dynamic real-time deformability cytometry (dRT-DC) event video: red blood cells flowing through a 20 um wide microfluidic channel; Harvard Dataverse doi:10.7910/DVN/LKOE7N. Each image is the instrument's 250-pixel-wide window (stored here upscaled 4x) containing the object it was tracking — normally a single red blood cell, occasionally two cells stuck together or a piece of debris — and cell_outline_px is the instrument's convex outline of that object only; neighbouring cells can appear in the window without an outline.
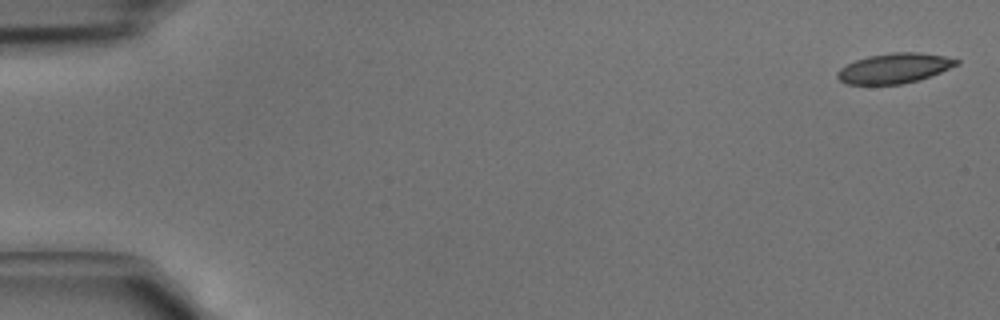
{"species": "common noctule bat (a hibernating species)", "species_latin": "Nyctalus noctula", "temperature_condition": "cold", "stored_images_in_passage": 3, "camera_frame_rate_fps": 3000, "um_per_image_px": 0.085, "animal": {"sex": "male", "body_mass_g": 15.6}, "frame": {"image": 1, "passage_image": 1, "time_ms": 0.0, "image_size_px": [1000, 320], "cell_outline_px": [[960, 64], [920, 80], [904, 84], [848, 84], [840, 80], [836, 76], [836, 72], [840, 68], [856, 60], [868, 56], [892, 52], [920, 52], [944, 56], [960, 60]], "centroid_in_image_um": [76.04, 5.8], "position_along_channel_um": 9.0, "area_um2": 20.87}}